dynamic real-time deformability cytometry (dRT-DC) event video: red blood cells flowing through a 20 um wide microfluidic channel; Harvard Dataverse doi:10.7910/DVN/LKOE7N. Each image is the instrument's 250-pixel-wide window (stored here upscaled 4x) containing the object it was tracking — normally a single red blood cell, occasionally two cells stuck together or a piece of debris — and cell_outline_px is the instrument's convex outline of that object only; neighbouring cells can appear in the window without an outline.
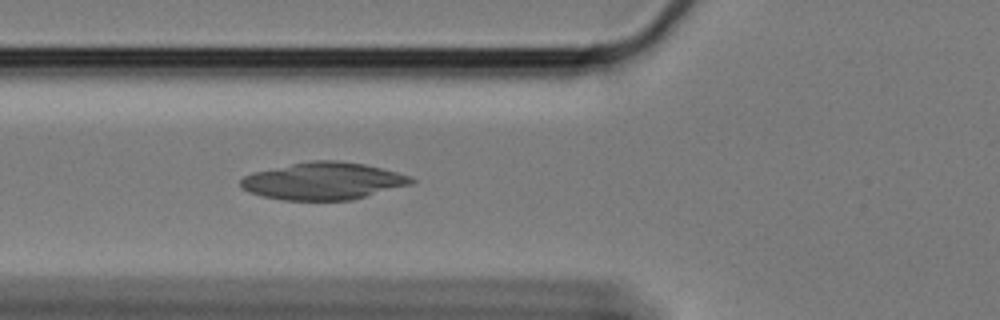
{"species": "Egyptian fruit bat (a non-hibernating species)", "species_latin": "Rousettus aegyptiacus", "temperature_condition": "cold", "stored_images_in_passage": 33, "camera_frame_rate_fps": 3000, "um_per_image_px": 0.085, "animal": {"sex": "female"}, "frame": {"image": 1, "passage_image": 11, "time_ms": 3.333, "image_size_px": [1000, 320], "cell_outline_px": [[416, 180], [412, 184], [352, 200], [284, 200], [264, 196], [248, 192], [240, 188], [240, 180], [244, 176], [252, 172], [312, 160], [336, 160], [364, 164], [396, 172], [408, 176]], "centroid_in_image_um": [27.45, 15.39], "position_along_channel_um": 98.3, "area_um2": 36.88}}
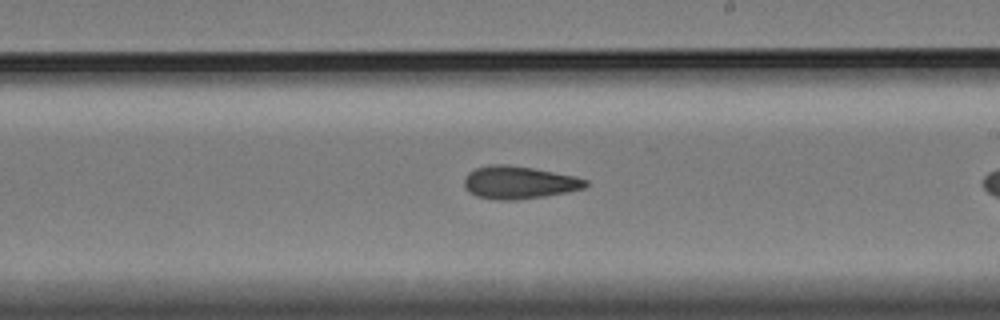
{"frame": {"image": 2, "passage_image": 20, "time_ms": 6.333, "image_size_px": [1000, 320], "cell_outline_px": [[588, 184], [584, 188], [568, 192], [544, 196], [512, 200], [500, 200], [476, 196], [468, 192], [464, 188], [464, 180], [468, 172], [476, 168], [492, 164], [508, 164], [532, 168], [576, 176], [588, 180]], "centroid_in_image_um": [44.1, 15.51], "position_along_channel_um": 244.9, "area_um2": 23.18}}
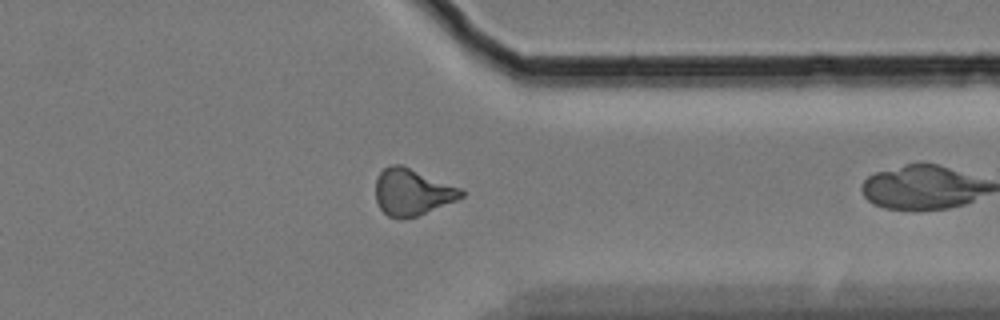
{"frame": {"image": 3, "passage_image": 32, "time_ms": 10.333, "image_size_px": [1000, 320], "cell_outline_px": [[464, 196], [456, 200], [416, 216], [404, 220], [400, 220], [388, 216], [380, 208], [376, 200], [376, 180], [380, 172], [384, 168], [392, 164], [400, 164], [464, 188]], "centroid_in_image_um": [35.05, 16.33], "position_along_channel_um": 376.4, "area_um2": 23.41}}